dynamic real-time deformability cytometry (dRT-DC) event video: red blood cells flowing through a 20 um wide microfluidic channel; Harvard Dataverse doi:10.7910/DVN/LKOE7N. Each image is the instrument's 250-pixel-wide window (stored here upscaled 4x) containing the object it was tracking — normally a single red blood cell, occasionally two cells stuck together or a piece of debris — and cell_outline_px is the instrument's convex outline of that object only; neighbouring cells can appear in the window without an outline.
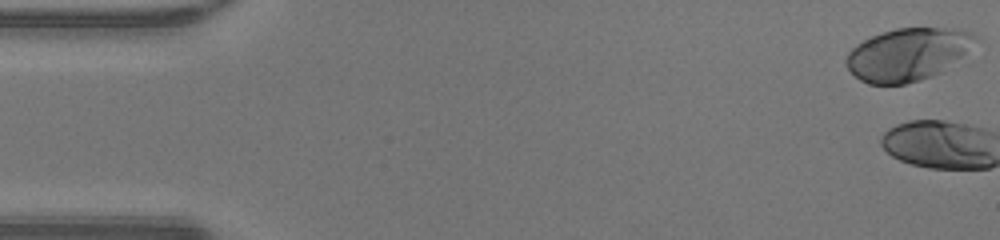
{"species": "human", "species_latin": "Homo sapiens", "temperature_condition": "warm", "stored_images_in_passage": 3, "camera_frame_rate_fps": 3000, "um_per_image_px": 0.085, "donor": {"sex": "male"}, "frame": {"image": 1, "passage_image": 1, "time_ms": 0.0, "image_size_px": [1000, 240], "cell_outline_px": [[980, 40], [944, 72], [920, 80], [904, 84], [868, 84], [860, 80], [848, 68], [844, 60], [848, 52], [856, 44], [872, 36], [896, 28], [956, 28], [972, 32], [980, 36]], "centroid_in_image_um": [77.21, 4.61], "position_along_channel_um": 7.8, "area_um2": 39.94}}